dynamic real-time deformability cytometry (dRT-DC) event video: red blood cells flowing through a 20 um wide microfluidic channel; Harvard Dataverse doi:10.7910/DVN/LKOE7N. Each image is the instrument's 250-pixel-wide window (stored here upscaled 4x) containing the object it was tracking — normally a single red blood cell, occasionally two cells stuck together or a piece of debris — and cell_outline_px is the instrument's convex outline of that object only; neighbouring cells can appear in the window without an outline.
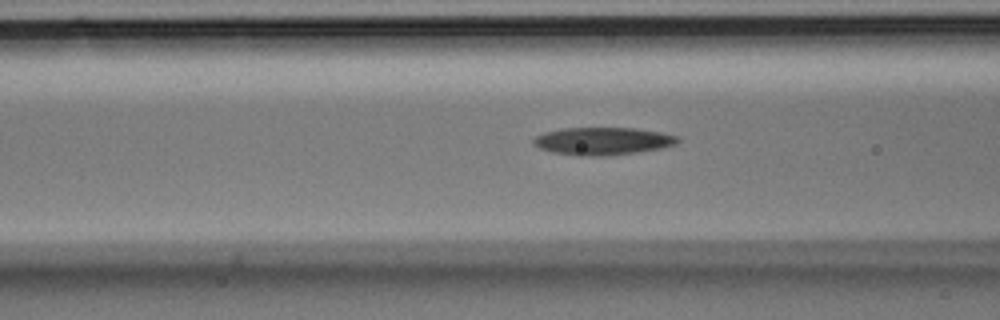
{"species": "Egyptian fruit bat (a non-hibernating species)", "species_latin": "Rousettus aegyptiacus", "temperature_condition": "room temperature", "stored_images_in_passage": 5, "segment_of_instrument_passage": [2, 2], "camera_frame_rate_fps": 3000, "um_per_image_px": 0.085, "animal": {"sex": "male"}, "frame": {"image": 1, "passage_image": 5, "time_ms": 1.333, "image_size_px": [1000, 320], "cell_outline_px": [[680, 140], [676, 144], [660, 148], [636, 152], [604, 156], [576, 156], [552, 152], [540, 148], [532, 144], [532, 140], [536, 136], [544, 132], [560, 128], [636, 128], [660, 132], [680, 136]], "centroid_in_image_um": [51.21, 11.99], "position_along_channel_um": 115.4, "area_um2": 23.35}}